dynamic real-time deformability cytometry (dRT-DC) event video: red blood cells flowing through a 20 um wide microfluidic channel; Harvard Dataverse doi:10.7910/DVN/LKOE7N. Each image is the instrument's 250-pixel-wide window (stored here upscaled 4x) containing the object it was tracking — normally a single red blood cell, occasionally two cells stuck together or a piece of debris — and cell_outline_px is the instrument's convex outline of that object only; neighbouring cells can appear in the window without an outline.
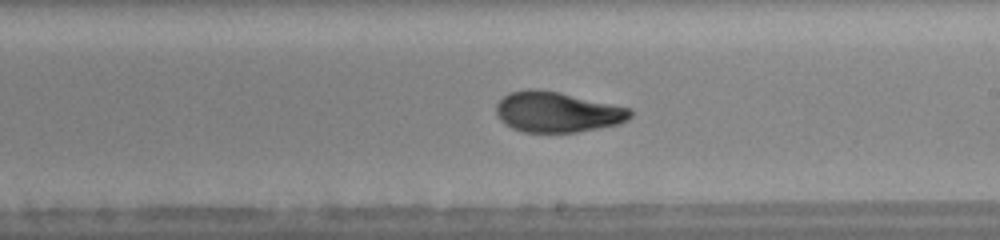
{"species": "human", "species_latin": "Homo sapiens", "temperature_condition": "warm", "stored_images_in_passage": 47, "camera_frame_rate_fps": 3000, "um_per_image_px": 0.085, "donor": {"sex": "female"}, "frame": {"image": 1, "passage_image": 27, "time_ms": 8.667, "image_size_px": [1000, 240], "cell_outline_px": [[632, 116], [628, 120], [620, 124], [576, 132], [524, 132], [512, 128], [504, 124], [500, 120], [496, 112], [496, 104], [508, 92], [528, 88], [532, 88], [560, 92], [632, 108]], "centroid_in_image_um": [47.37, 9.51], "position_along_channel_um": 241.6, "area_um2": 31.91}, "authors_computed_cell_mechanics": {"area_um2": 31.501, "velocity_mm_per_s": 4.3914, "shape_relaxation_time_tau1_ms": 5.1297, "shape_relaxation_time_tau2_ms": 0.9445, "deformation_change_tau1": 0.1921, "deformation_change_tau2": 0.055}}